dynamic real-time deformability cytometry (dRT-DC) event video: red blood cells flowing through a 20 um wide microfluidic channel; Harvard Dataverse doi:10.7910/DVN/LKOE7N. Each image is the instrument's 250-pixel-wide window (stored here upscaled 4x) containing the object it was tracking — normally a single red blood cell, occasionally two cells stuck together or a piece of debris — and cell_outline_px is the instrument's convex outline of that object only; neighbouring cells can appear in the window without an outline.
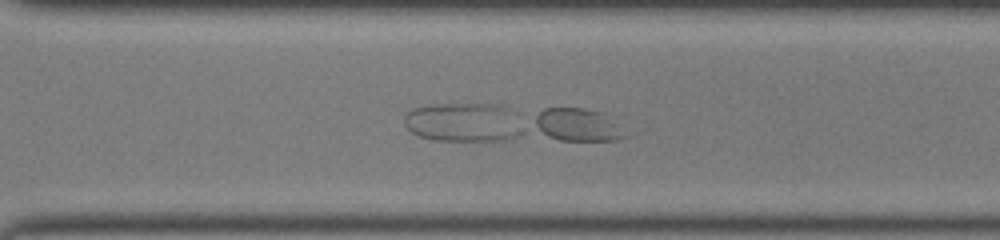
{"species": "common noctule bat (a hibernating species)", "species_latin": "Nyctalus noctula", "temperature_condition": "room temperature", "stored_images_in_passage": 33, "camera_frame_rate_fps": 3000, "um_per_image_px": 0.085, "animal": {"sex": "female", "body_mass_g": 22.0, "forearm_length_mm": 56.7}, "frame": {"image": 1, "passage_image": 20, "time_ms": 6.333, "image_size_px": [1000, 240], "cell_outline_px": [[628, 136], [616, 140], [560, 140], [548, 136], [536, 128], [536, 116], [544, 108], [580, 108], [600, 112]], "centroid_in_image_um": [49.05, 10.62], "position_along_channel_um": 321.6, "area_um2": 16.47}}